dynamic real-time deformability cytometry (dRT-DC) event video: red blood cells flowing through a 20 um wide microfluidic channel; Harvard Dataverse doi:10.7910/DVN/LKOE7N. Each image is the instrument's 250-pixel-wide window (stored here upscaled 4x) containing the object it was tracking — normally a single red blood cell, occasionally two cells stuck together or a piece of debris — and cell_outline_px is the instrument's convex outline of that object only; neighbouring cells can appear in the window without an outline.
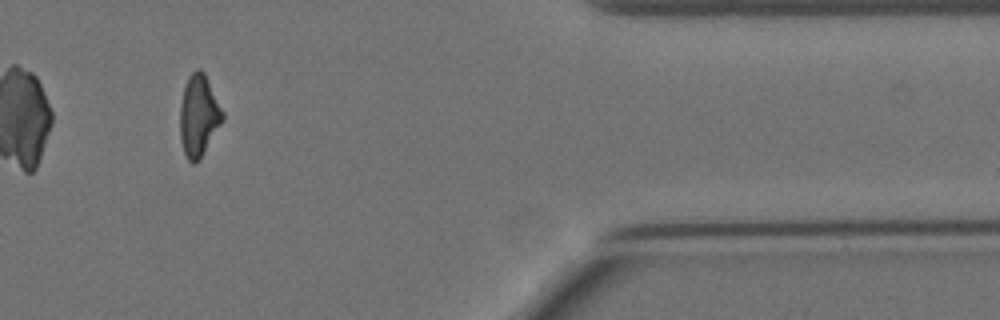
{"species": "Egyptian fruit bat (a non-hibernating species)", "species_latin": "Rousettus aegyptiacus", "temperature_condition": "cold", "stored_images_in_passage": 14, "camera_frame_rate_fps": 3000, "um_per_image_px": 0.085, "animal": {"sex": "female"}, "frame": {"image": 1, "passage_image": 12, "time_ms": 14.667, "image_size_px": [1000, 320], "cell_outline_px": [[224, 120], [200, 160], [192, 164], [188, 160], [184, 152], [180, 140], [180, 104], [184, 88], [188, 76], [196, 68], [200, 68], [204, 72], [224, 112]], "centroid_in_image_um": [16.9, 9.84], "position_along_channel_um": 394.5, "area_um2": 20.46}, "authors_computed_cell_mechanics": {"area_um2": 19.4208, "velocity_mm_per_s": 3.4843, "shape_relaxation_time_tau1_ms": 4.9086, "shape_relaxation_time_tau2_ms": 2.705, "deformation_change_tau1": 0.1391, "deformation_change_tau2": 0.0971}}